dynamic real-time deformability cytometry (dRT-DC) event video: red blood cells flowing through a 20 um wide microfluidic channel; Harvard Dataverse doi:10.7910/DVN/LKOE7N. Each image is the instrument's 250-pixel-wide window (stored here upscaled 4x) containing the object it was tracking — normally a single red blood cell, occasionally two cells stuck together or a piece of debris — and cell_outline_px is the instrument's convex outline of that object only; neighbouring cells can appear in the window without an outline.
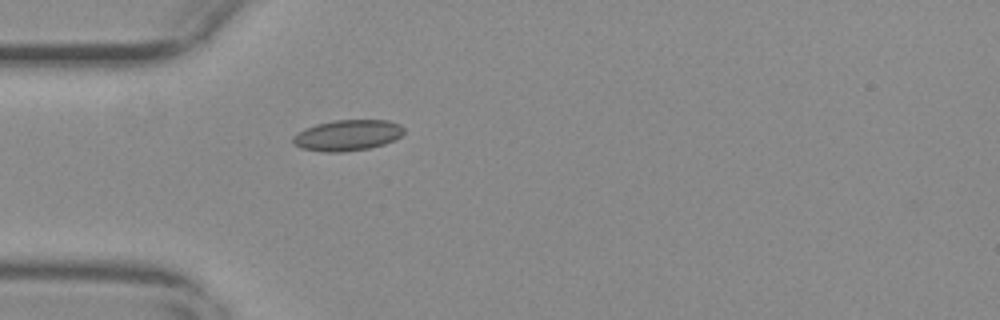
{"species": "common noctule bat (a hibernating species)", "species_latin": "Nyctalus noctula", "temperature_condition": "warm", "stored_images_in_passage": 41, "camera_frame_rate_fps": 3000, "um_per_image_px": 0.085, "animal": {"sex": "female", "body_mass_g": 29.2, "forearm_length_mm": 56.3}, "frame": {"image": 1, "passage_image": 1, "time_ms": 0.0, "image_size_px": [1000, 320], "cell_outline_px": [[404, 132], [400, 136], [384, 144], [368, 148], [344, 152], [324, 152], [300, 148], [292, 144], [292, 136], [304, 128], [316, 124], [332, 120], [388, 120], [400, 124], [404, 128]], "centroid_in_image_um": [29.49, 11.49], "position_along_channel_um": 55.5, "area_um2": 20.11}}
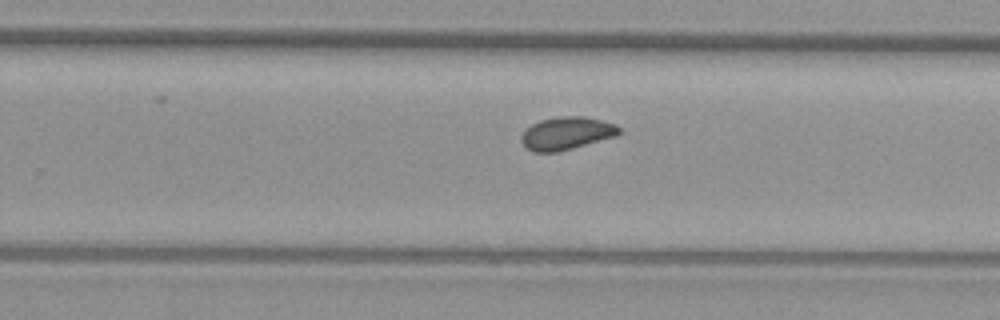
{"frame": {"image": 2, "passage_image": 20, "time_ms": 6.333, "image_size_px": [1000, 320], "cell_outline_px": [[620, 132], [616, 136], [572, 148], [556, 152], [532, 152], [520, 140], [520, 136], [532, 124], [540, 120], [560, 116], [584, 116], [616, 124], [620, 128]], "centroid_in_image_um": [48.16, 11.32], "position_along_channel_um": 281.6, "area_um2": 18.5}}
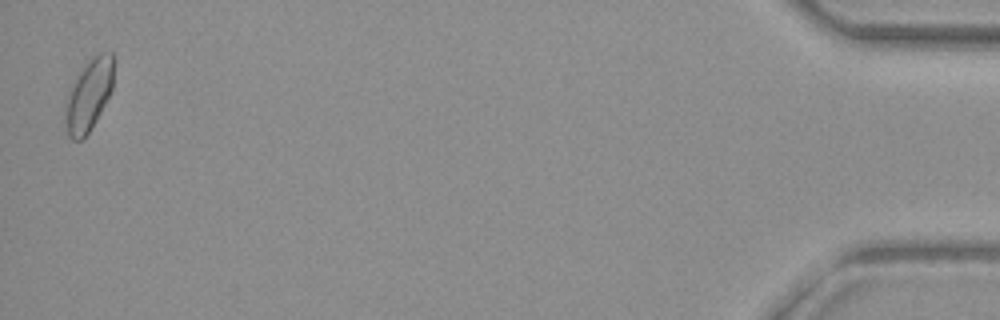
{"frame": {"image": 3, "passage_image": 40, "time_ms": 13.0, "image_size_px": [1000, 320], "cell_outline_px": [[112, 88], [92, 128], [80, 140], [72, 140], [68, 136], [64, 120], [64, 104], [68, 92], [80, 68], [92, 56], [100, 52], [112, 52]], "centroid_in_image_um": [7.49, 8.08], "position_along_channel_um": 427.7, "area_um2": 20.23}, "authors_computed_cell_mechanics": {"area_um2": 18.3804, "velocity_mm_per_s": 3.6568, "shape_relaxation_time_tau1_ms": null, "shape_relaxation_time_tau2_ms": 3.8307, "deformation_change_tau1": null, "deformation_change_tau2": 0.0717}}